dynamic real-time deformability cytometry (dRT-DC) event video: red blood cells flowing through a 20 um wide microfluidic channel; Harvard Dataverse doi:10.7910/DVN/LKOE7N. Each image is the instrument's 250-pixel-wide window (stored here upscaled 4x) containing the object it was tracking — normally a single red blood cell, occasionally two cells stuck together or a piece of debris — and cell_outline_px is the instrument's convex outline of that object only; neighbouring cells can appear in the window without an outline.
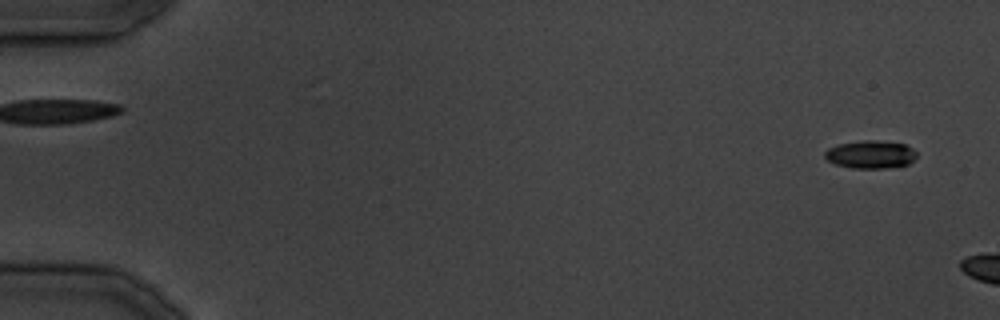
{"species": "common noctule bat (a hibernating species)", "species_latin": "Nyctalus noctula", "temperature_condition": "cold", "stored_images_in_passage": 5, "camera_frame_rate_fps": 3000, "um_per_image_px": 0.085, "animal": {"sex": "male", "body_mass_g": 19.5, "forearm_length_mm": 54.6}, "frame": {"image": 1, "passage_image": 2, "time_ms": 1.0, "image_size_px": [1000, 320], "cell_outline_px": [[916, 156], [908, 164], [884, 168], [852, 168], [836, 164], [828, 160], [824, 156], [824, 152], [828, 148], [840, 144], [864, 140], [876, 140], [904, 144], [912, 148], [916, 152]], "centroid_in_image_um": [73.98, 13.12], "position_along_channel_um": 11.0, "area_um2": 14.74}}